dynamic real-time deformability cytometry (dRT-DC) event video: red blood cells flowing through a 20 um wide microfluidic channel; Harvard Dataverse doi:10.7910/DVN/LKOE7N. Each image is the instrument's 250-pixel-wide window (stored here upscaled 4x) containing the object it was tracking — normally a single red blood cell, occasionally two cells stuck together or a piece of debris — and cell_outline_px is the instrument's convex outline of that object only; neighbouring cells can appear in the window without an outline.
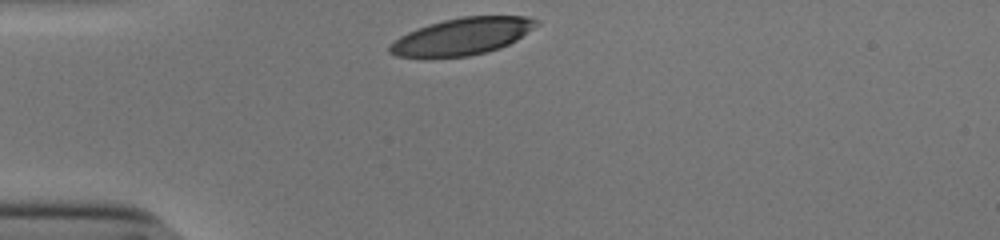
{"species": "human", "species_latin": "Homo sapiens", "temperature_condition": "cold", "stored_images_in_passage": 29, "camera_frame_rate_fps": 3000, "um_per_image_px": 0.085, "donor": {"sex": "male"}, "frame": {"image": 1, "passage_image": 1, "time_ms": 0.0, "image_size_px": [1000, 240], "cell_outline_px": [[536, 24], [532, 28], [516, 40], [500, 48], [468, 56], [396, 56], [388, 52], [388, 48], [400, 36], [408, 32], [428, 24], [444, 20], [464, 16], [524, 16], [536, 20]], "centroid_in_image_um": [39.27, 3.08], "position_along_channel_um": 45.7, "area_um2": 30.75}}
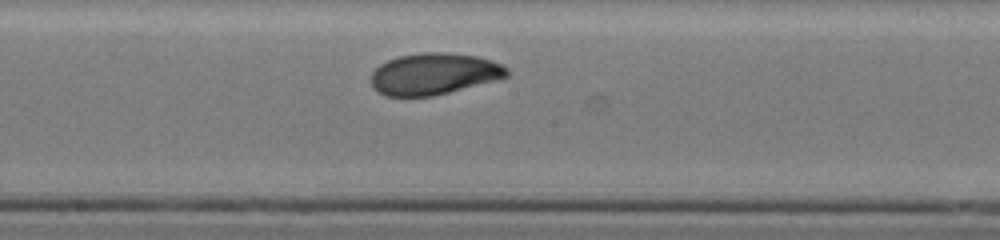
{"frame": {"image": 2, "passage_image": 16, "time_ms": 5.0, "image_size_px": [1000, 240], "cell_outline_px": [[508, 76], [448, 92], [432, 96], [384, 96], [376, 92], [372, 88], [372, 72], [380, 64], [388, 60], [400, 56], [424, 52], [444, 52], [476, 56], [492, 60], [508, 68]], "centroid_in_image_um": [36.84, 6.28], "position_along_channel_um": 211.4, "area_um2": 32.6}}
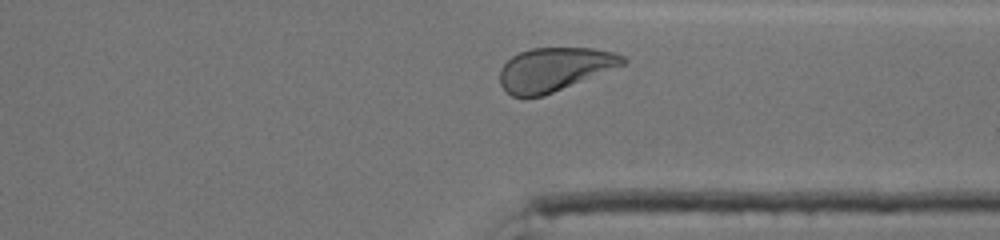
{"frame": {"image": 3, "passage_image": 28, "time_ms": 9.0, "image_size_px": [1000, 240], "cell_outline_px": [[628, 60], [624, 64], [544, 96], [512, 96], [500, 84], [500, 68], [512, 56], [520, 52], [532, 48], [592, 48], [612, 52], [624, 56]], "centroid_in_image_um": [47.11, 5.88], "position_along_channel_um": 364.3, "area_um2": 30.81}, "authors_computed_cell_mechanics": {"area_um2": 32.5414, "velocity_mm_per_s": 3.8007, "shape_relaxation_time_tau1_ms": 3.3093, "shape_relaxation_time_tau2_ms": 2.1289, "deformation_change_tau1": 0.1315, "deformation_change_tau2": 0.0709}}